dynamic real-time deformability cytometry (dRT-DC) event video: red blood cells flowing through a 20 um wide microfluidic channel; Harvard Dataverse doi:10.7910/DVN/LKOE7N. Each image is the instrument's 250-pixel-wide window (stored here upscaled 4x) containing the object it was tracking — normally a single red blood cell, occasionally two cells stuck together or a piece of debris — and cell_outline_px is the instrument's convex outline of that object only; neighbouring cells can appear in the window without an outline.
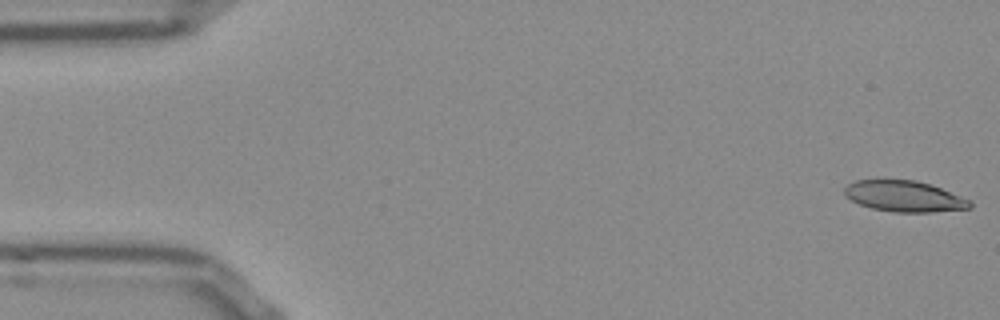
{"species": "Egyptian fruit bat (a non-hibernating species)", "species_latin": "Rousettus aegyptiacus", "temperature_condition": "room temperature", "stored_images_in_passage": 14, "camera_frame_rate_fps": 3000, "um_per_image_px": 0.085, "frame": {"image": 1, "passage_image": 1, "time_ms": 0.0, "image_size_px": [1000, 320], "cell_outline_px": [[972, 208], [928, 212], [892, 212], [872, 208], [860, 204], [844, 196], [844, 188], [848, 184], [856, 180], [916, 180], [940, 188], [972, 200]], "centroid_in_image_um": [76.86, 16.69], "position_along_channel_um": 8.1, "area_um2": 22.54}}
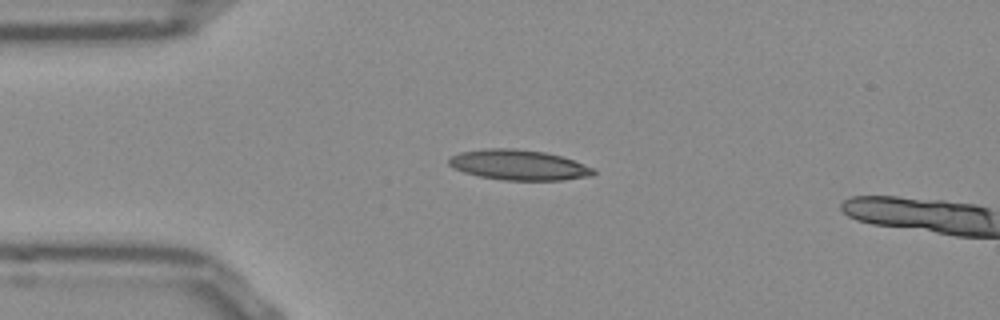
{"frame": {"image": 2, "passage_image": 12, "time_ms": 3.667, "image_size_px": [1000, 320], "cell_outline_px": [[596, 172], [592, 176], [564, 180], [504, 180], [480, 176], [464, 172], [448, 164], [448, 156], [460, 152], [484, 148], [516, 148], [544, 152], [560, 156], [572, 160], [592, 168]], "centroid_in_image_um": [44.05, 14.01], "position_along_channel_um": 40.9, "area_um2": 25.43}}